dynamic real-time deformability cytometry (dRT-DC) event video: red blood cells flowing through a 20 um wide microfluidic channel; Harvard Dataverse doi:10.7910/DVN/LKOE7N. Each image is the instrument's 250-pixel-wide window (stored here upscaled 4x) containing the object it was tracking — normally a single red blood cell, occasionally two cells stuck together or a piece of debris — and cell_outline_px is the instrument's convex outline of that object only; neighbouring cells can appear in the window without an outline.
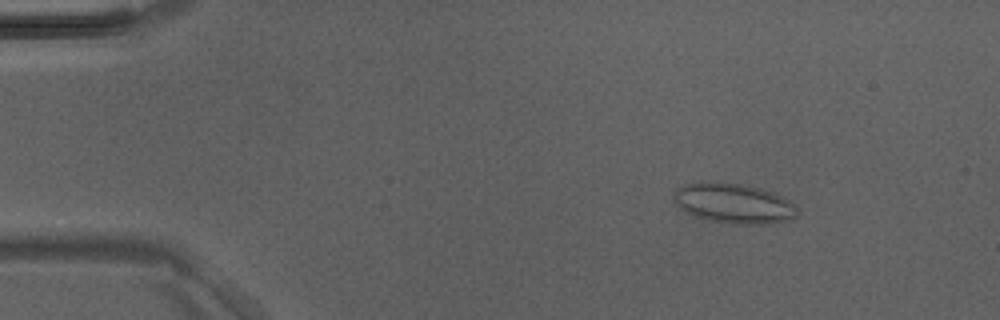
{"species": "Egyptian fruit bat (a non-hibernating species)", "species_latin": "Rousettus aegyptiacus", "temperature_condition": "room temperature", "stored_images_in_passage": 4, "camera_frame_rate_fps": 3000, "um_per_image_px": 0.085, "animal": {"sex": "male"}, "frame": {"image": 1, "passage_image": 2, "time_ms": 0.333, "image_size_px": [1000, 320], "cell_outline_px": [[796, 216], [792, 220], [768, 224], [732, 224], [708, 220], [684, 212], [672, 200], [672, 196], [676, 188], [684, 184], [700, 180], [740, 184], [760, 188], [772, 192], [788, 200], [796, 208]], "centroid_in_image_um": [62.29, 17.28], "position_along_channel_um": 22.7, "area_um2": 29.13}}